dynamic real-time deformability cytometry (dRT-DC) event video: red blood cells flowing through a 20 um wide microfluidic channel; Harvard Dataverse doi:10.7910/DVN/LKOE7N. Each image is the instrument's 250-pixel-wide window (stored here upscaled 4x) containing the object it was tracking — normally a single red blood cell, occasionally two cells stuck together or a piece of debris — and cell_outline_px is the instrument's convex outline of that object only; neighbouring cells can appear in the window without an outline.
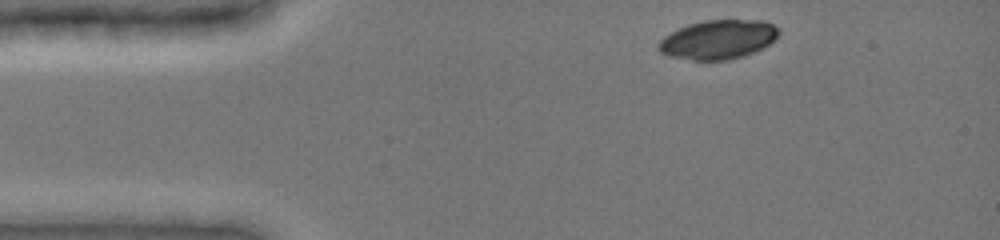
{"species": "common noctule bat (a hibernating species)", "species_latin": "Nyctalus noctula", "temperature_condition": "cold", "stored_images_in_passage": 27, "camera_frame_rate_fps": 3000, "um_per_image_px": 0.085, "animal": {"sex": "female", "body_mass_g": 19.0, "forearm_length_mm": 51.5}, "frame": {"image": 1, "passage_image": 1, "time_ms": 0.0, "image_size_px": [1000, 240], "cell_outline_px": [[780, 32], [768, 44], [752, 52], [740, 56], [724, 60], [692, 60], [672, 56], [660, 52], [656, 44], [664, 36], [688, 24], [708, 20], [760, 20], [772, 24]], "centroid_in_image_um": [60.99, 3.35], "position_along_channel_um": 24.0, "area_um2": 26.82}}
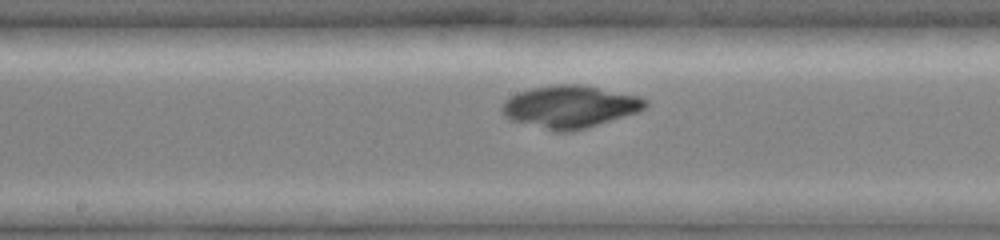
{"frame": {"image": 2, "passage_image": 17, "time_ms": 6.0, "image_size_px": [1000, 240], "cell_outline_px": [[648, 104], [644, 108], [636, 112], [584, 128], [568, 132], [556, 132], [512, 120], [504, 116], [500, 112], [500, 108], [504, 100], [520, 92], [532, 88], [560, 84], [576, 84], [640, 96], [648, 100]], "centroid_in_image_um": [48.4, 9.07], "position_along_channel_um": 199.8, "area_um2": 34.85}}
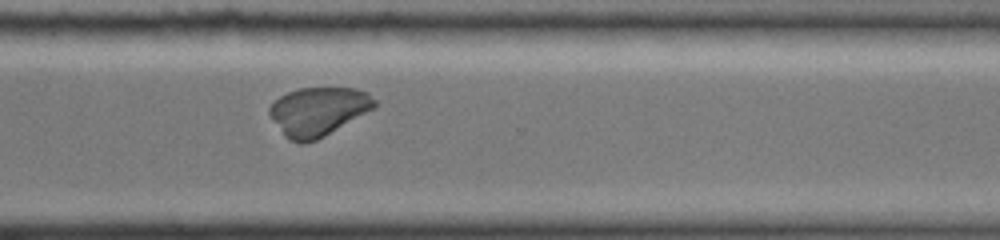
{"frame": {"image": 3, "passage_image": 27, "time_ms": 9.667, "image_size_px": [1000, 240], "cell_outline_px": [[376, 108], [324, 136], [316, 140], [304, 144], [300, 144], [288, 140], [284, 136], [268, 112], [268, 108], [280, 96], [288, 92], [300, 88], [356, 88], [368, 92], [376, 100]], "centroid_in_image_um": [27.07, 9.47], "position_along_channel_um": 343.5, "area_um2": 29.88}}